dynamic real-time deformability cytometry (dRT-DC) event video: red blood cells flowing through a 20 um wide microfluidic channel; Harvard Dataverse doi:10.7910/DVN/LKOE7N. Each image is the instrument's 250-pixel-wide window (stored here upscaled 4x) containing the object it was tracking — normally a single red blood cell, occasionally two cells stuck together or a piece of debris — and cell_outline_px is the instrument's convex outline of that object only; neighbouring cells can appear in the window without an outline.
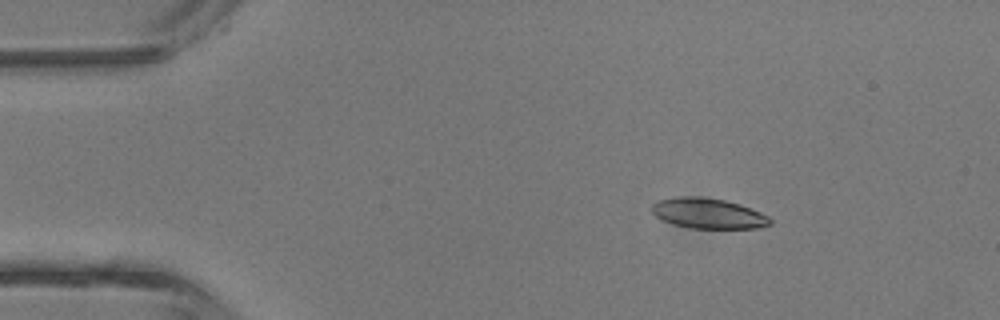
{"species": "common noctule bat (a hibernating species)", "species_latin": "Nyctalus noctula", "temperature_condition": "room temperature", "stored_images_in_passage": 5, "camera_frame_rate_fps": 3000, "um_per_image_px": 0.085, "animal": {"sex": "male", "body_mass_g": 13.3}, "frame": {"image": 1, "passage_image": 1, "time_ms": 0.0, "image_size_px": [1000, 320], "cell_outline_px": [[772, 224], [760, 228], [692, 228], [676, 224], [664, 220], [656, 216], [652, 212], [652, 204], [656, 200], [676, 196], [700, 196], [724, 200], [740, 204], [760, 212], [768, 216], [772, 220]], "centroid_in_image_um": [60.21, 18.12], "position_along_channel_um": 24.8, "area_um2": 20.92}}
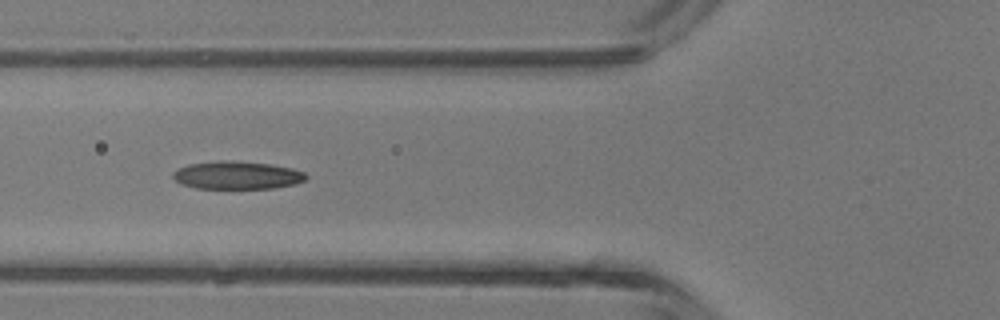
{"frame": {"image": 2, "passage_image": 4, "time_ms": 3.333, "image_size_px": [1000, 320], "cell_outline_px": [[308, 176], [304, 180], [296, 184], [272, 188], [196, 188], [180, 184], [172, 176], [172, 172], [188, 164], [220, 160], [228, 160], [272, 164], [292, 168], [304, 172]], "centroid_in_image_um": [20.15, 14.89], "position_along_channel_um": 105.7, "area_um2": 21.68}}
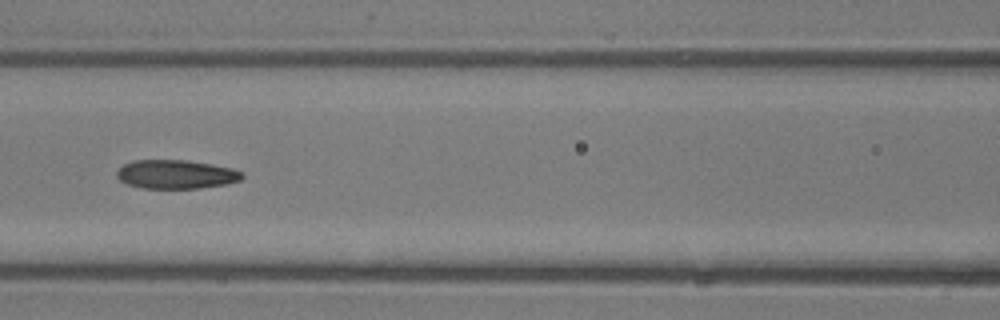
{"frame": {"image": 3, "passage_image": 5, "time_ms": 4.333, "image_size_px": [1000, 320], "cell_outline_px": [[244, 176], [240, 180], [228, 184], [200, 188], [144, 188], [128, 184], [120, 180], [116, 176], [116, 172], [124, 164], [132, 160], [188, 160], [212, 164], [232, 168], [244, 172]], "centroid_in_image_um": [15.0, 14.81], "position_along_channel_um": 151.6, "area_um2": 21.15}}